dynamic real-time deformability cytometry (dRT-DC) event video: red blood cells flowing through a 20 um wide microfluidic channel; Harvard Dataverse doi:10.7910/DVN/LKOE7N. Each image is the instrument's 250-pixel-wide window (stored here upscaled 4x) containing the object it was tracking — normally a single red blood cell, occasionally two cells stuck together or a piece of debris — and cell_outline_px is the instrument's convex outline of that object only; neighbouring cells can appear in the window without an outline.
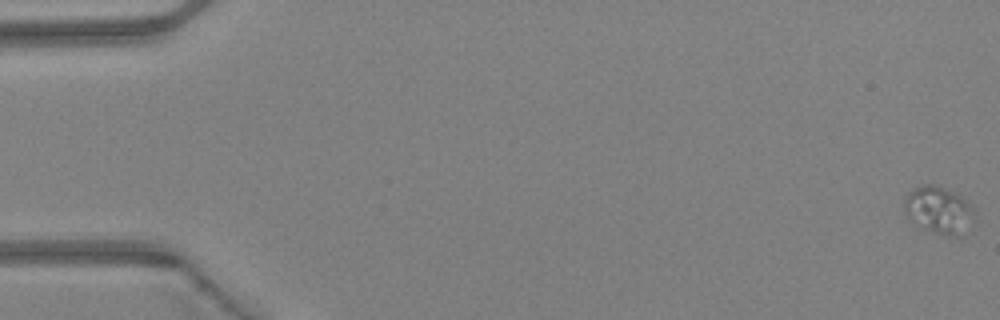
{"species": "Egyptian fruit bat (a non-hibernating species)", "species_latin": "Rousettus aegyptiacus", "temperature_condition": "warm", "stored_images_in_passage": 49, "camera_frame_rate_fps": 3000, "um_per_image_px": 0.085, "animal": {"sex": "female"}, "frame": {"image": 1, "passage_image": 1, "time_ms": 0.0, "image_size_px": [1000, 320], "cell_outline_px": [[976, 212], [960, 236], [952, 236], [916, 228], [908, 220], [904, 208], [904, 200], [908, 192], [912, 188], [924, 184], [932, 184], [952, 192], [960, 196], [976, 208]], "centroid_in_image_um": [79.72, 17.86], "position_along_channel_um": 5.3, "area_um2": 19.36}}
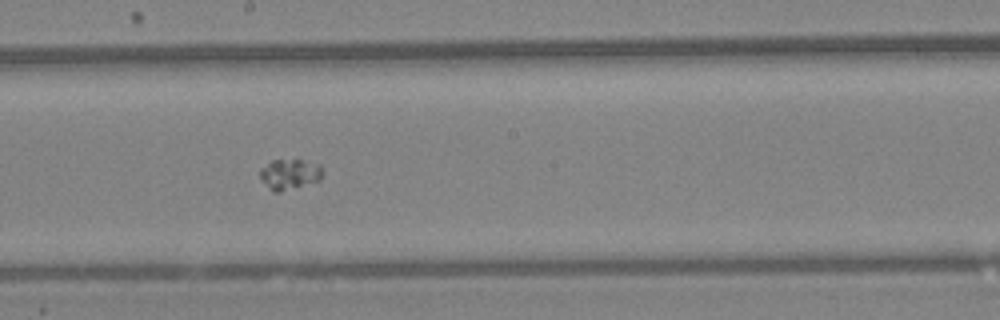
{"frame": {"image": 2, "passage_image": 28, "time_ms": 9.0, "image_size_px": [1000, 320], "cell_outline_px": [[320, 180], [280, 192], [272, 192], [268, 188], [260, 176], [260, 168], [272, 160], [300, 160], [320, 164]], "centroid_in_image_um": [24.57, 14.81], "position_along_channel_um": 223.6, "area_um2": 10.87}}
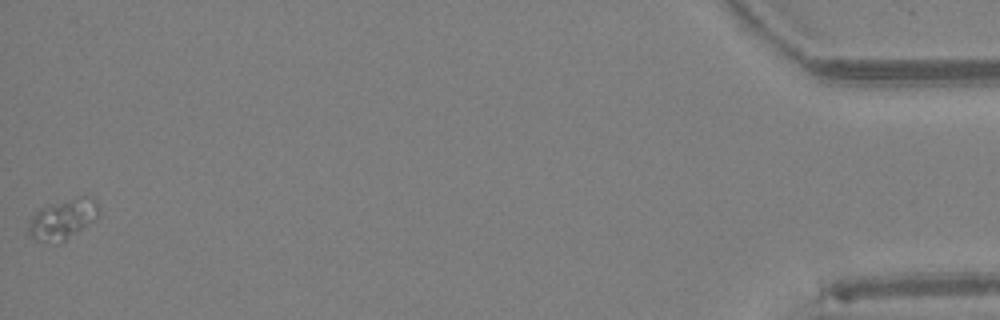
{"frame": {"image": 3, "passage_image": 49, "time_ms": 16.0, "image_size_px": [1000, 320], "cell_outline_px": [[100, 212], [96, 220], [60, 244], [56, 244], [36, 240], [28, 236], [28, 224], [32, 216], [40, 208], [80, 196], [88, 196], [96, 200]], "centroid_in_image_um": [5.35, 18.67], "position_along_channel_um": 429.8, "area_um2": 16.65}}